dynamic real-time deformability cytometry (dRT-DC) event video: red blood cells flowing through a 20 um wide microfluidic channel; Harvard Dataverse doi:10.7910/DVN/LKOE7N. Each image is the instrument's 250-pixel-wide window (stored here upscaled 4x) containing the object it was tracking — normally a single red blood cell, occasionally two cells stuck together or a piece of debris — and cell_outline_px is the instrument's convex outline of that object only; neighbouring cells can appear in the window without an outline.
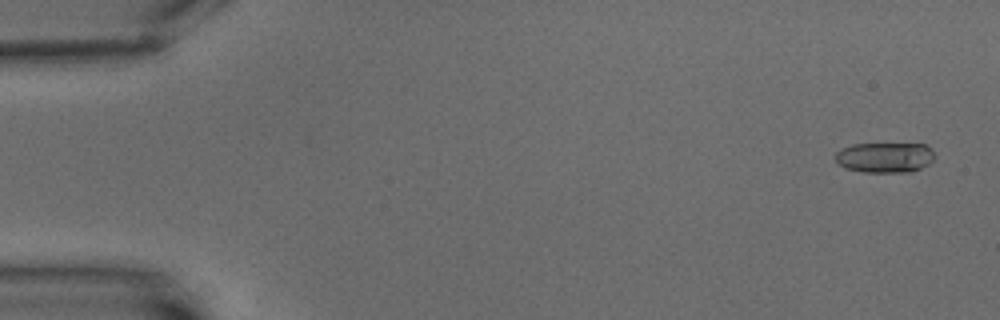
{"species": "common noctule bat (a hibernating species)", "species_latin": "Nyctalus noctula", "temperature_condition": "warm", "stored_images_in_passage": 9, "camera_frame_rate_fps": 3000, "um_per_image_px": 0.085, "animal": {"sex": "male", "body_mass_g": 15.6}, "frame": {"image": 1, "passage_image": 1, "time_ms": 0.0, "image_size_px": [1000, 320], "cell_outline_px": [[936, 156], [928, 164], [912, 172], [864, 172], [844, 168], [836, 164], [836, 152], [840, 148], [852, 144], [928, 144], [932, 148]], "centroid_in_image_um": [75.21, 13.38], "position_along_channel_um": 9.8, "area_um2": 17.8}}
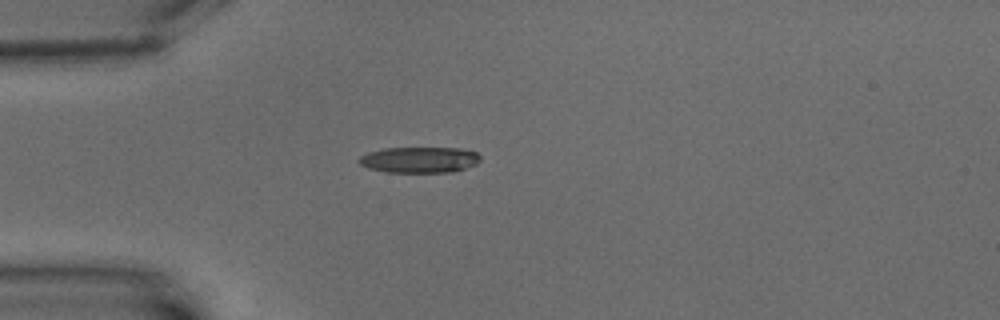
{"frame": {"image": 2, "passage_image": 4, "time_ms": 5.0, "image_size_px": [1000, 320], "cell_outline_px": [[480, 160], [476, 164], [452, 172], [388, 172], [368, 168], [360, 164], [356, 160], [360, 156], [368, 152], [384, 148], [460, 148], [476, 152], [480, 156]], "centroid_in_image_um": [35.63, 13.58], "position_along_channel_um": 49.4, "area_um2": 18.32}}
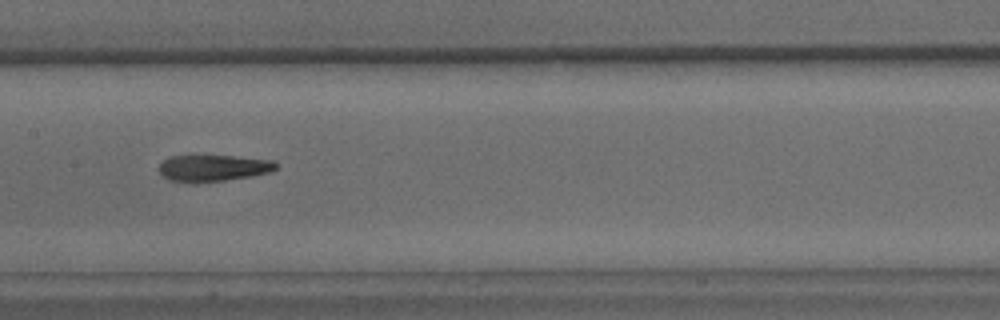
{"frame": {"image": 3, "passage_image": 8, "time_ms": 9.667, "image_size_px": [1000, 320], "cell_outline_px": [[276, 168], [272, 172], [252, 176], [224, 180], [168, 180], [160, 172], [160, 164], [164, 160], [172, 156], [232, 156], [276, 160]], "centroid_in_image_um": [18.22, 14.25], "position_along_channel_um": 189.2, "area_um2": 17.4}}